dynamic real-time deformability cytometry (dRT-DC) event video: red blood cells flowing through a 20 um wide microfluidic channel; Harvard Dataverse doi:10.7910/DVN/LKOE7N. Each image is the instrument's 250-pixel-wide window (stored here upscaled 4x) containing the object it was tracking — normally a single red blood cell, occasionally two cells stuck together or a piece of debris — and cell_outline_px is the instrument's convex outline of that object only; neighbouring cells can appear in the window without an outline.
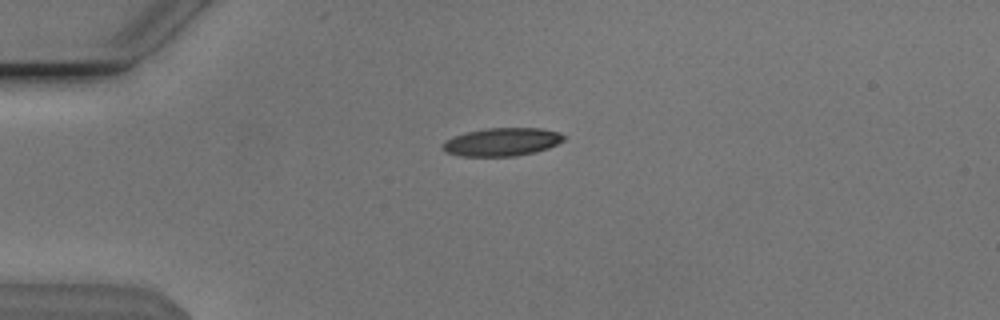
{"species": "Egyptian fruit bat (a non-hibernating species)", "species_latin": "Rousettus aegyptiacus", "temperature_condition": "cold", "stored_images_in_passage": 41, "camera_frame_rate_fps": 3000, "um_per_image_px": 0.085, "animal": {"sex": "male"}, "frame": {"image": 1, "passage_image": 1, "time_ms": 0.0, "image_size_px": [1000, 320], "cell_outline_px": [[568, 136], [564, 140], [548, 148], [536, 152], [516, 156], [460, 156], [444, 152], [444, 144], [448, 140], [456, 136], [468, 132], [484, 128], [540, 128], [560, 132]], "centroid_in_image_um": [42.74, 12.06], "position_along_channel_um": 42.3, "area_um2": 19.77}}
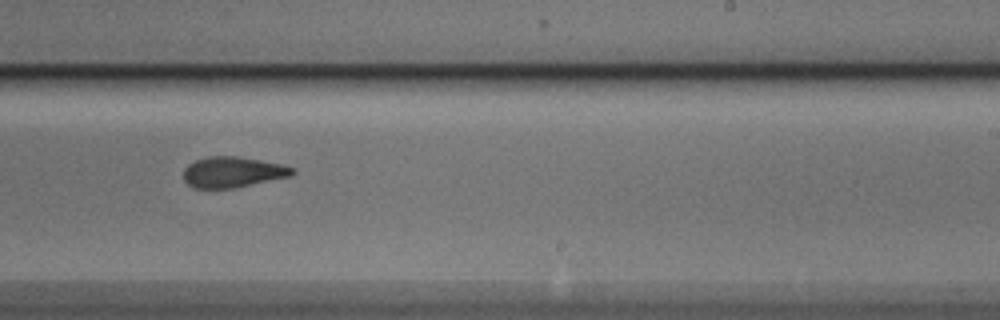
{"frame": {"image": 2, "passage_image": 21, "time_ms": 6.667, "image_size_px": [1000, 320], "cell_outline_px": [[296, 172], [292, 176], [236, 188], [192, 188], [184, 180], [184, 168], [188, 164], [196, 160], [208, 156], [236, 156], [280, 164], [296, 168]], "centroid_in_image_um": [19.8, 14.64], "position_along_channel_um": 269.2, "area_um2": 19.59}}
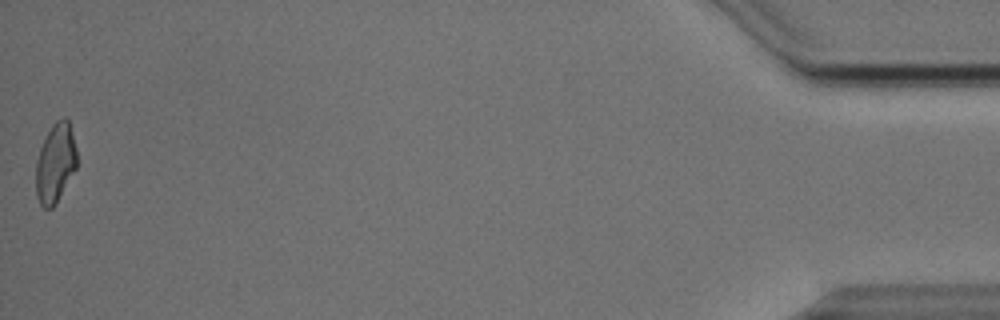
{"frame": {"image": 3, "passage_image": 41, "time_ms": 13.333, "image_size_px": [1000, 320], "cell_outline_px": [[76, 168], [56, 204], [52, 208], [44, 208], [40, 204], [36, 196], [36, 160], [40, 148], [52, 124], [56, 120], [64, 116], [68, 120], [76, 148]], "centroid_in_image_um": [4.7, 13.88], "position_along_channel_um": 430.5, "area_um2": 18.84}, "authors_computed_cell_mechanics": {"area_um2": 19.7098, "velocity_mm_per_s": 3.8415, "shape_relaxation_time_tau1_ms": 6.0335, "shape_relaxation_time_tau2_ms": 2.4151, "deformation_change_tau1": 0.19, "deformation_change_tau2": 0.111}}